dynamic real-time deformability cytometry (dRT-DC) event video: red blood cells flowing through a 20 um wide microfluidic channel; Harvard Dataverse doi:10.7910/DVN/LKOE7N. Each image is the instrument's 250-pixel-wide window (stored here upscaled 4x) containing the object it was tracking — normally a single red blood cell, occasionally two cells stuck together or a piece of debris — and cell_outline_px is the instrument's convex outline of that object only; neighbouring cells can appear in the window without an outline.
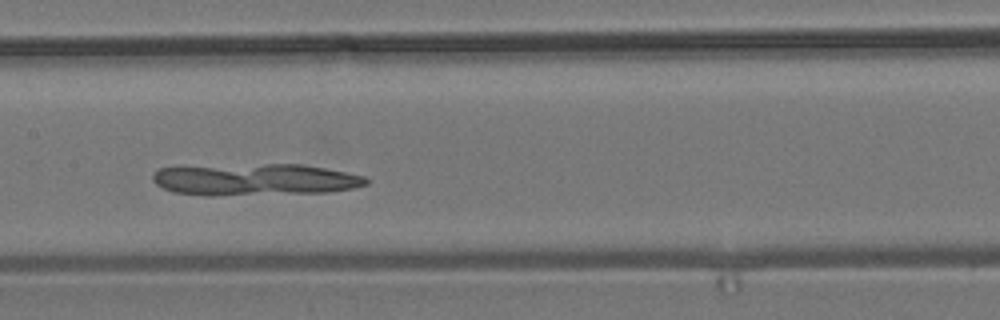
{"species": "common noctule bat (a hibernating species)", "species_latin": "Nyctalus noctula", "temperature_condition": "room temperature", "stored_images_in_passage": 42, "camera_frame_rate_fps": 3000, "um_per_image_px": 0.085, "animal": {"sex": "male", "body_mass_g": 19.2, "forearm_length_mm": 51.8}, "frame": {"image": 1, "passage_image": 13, "time_ms": 4.0, "image_size_px": [1000, 320], "cell_outline_px": [[368, 184], [352, 188], [328, 192], [212, 196], [204, 196], [172, 192], [156, 184], [152, 180], [152, 172], [160, 168], [268, 164], [304, 164], [364, 176], [368, 180]], "centroid_in_image_um": [21.65, 15.28], "position_along_channel_um": 185.7, "area_um2": 39.36}}
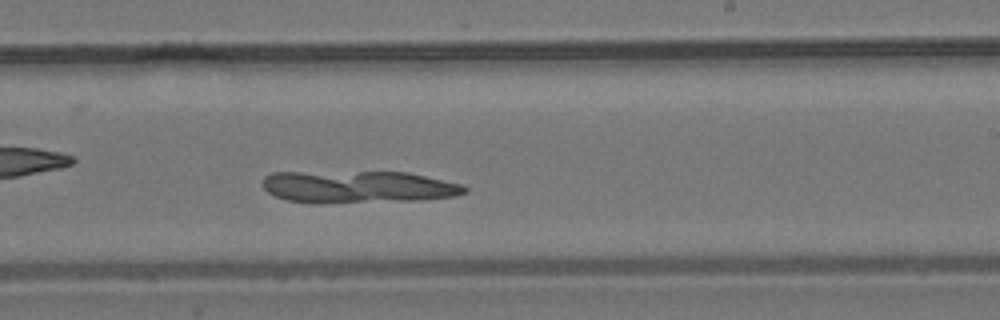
{"frame": {"image": 2, "passage_image": 19, "time_ms": 6.0, "image_size_px": [1000, 320], "cell_outline_px": [[468, 192], [456, 196], [424, 200], [320, 204], [316, 204], [284, 200], [268, 192], [264, 188], [264, 176], [272, 172], [408, 172], [464, 184], [468, 188]], "centroid_in_image_um": [30.48, 15.9], "position_along_channel_um": 258.5, "area_um2": 38.67}}
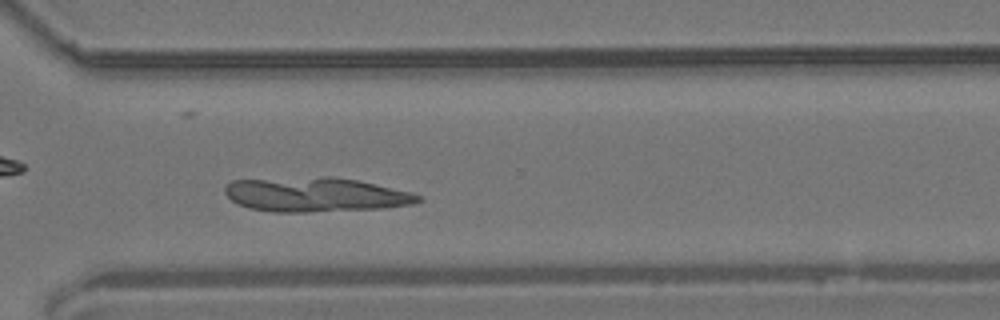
{"frame": {"image": 3, "passage_image": 26, "time_ms": 8.333, "image_size_px": [1000, 320], "cell_outline_px": [[424, 200], [412, 204], [384, 208], [308, 212], [272, 212], [248, 208], [236, 204], [224, 192], [224, 188], [232, 180], [320, 176], [332, 176], [356, 180], [412, 192], [424, 196]], "centroid_in_image_um": [26.83, 16.54], "position_along_channel_um": 343.8, "area_um2": 39.07}}